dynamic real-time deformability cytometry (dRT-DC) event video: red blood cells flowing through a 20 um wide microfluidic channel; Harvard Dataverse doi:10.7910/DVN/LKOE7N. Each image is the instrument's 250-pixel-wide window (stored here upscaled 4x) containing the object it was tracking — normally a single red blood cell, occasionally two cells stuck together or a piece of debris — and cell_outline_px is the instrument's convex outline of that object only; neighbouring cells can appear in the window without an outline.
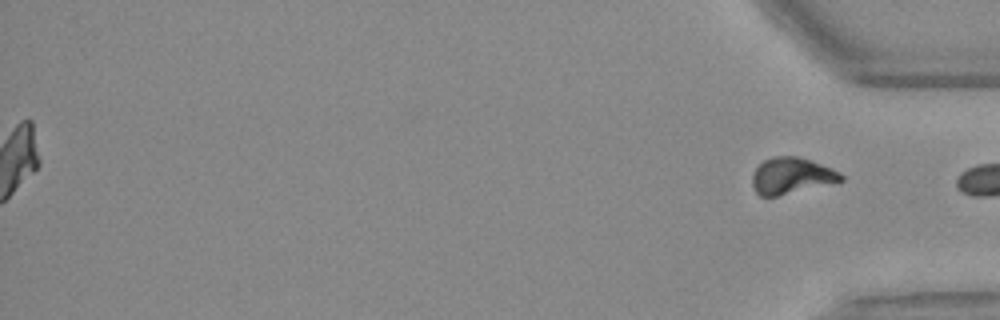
{"species": "Egyptian fruit bat (a non-hibernating species)", "species_latin": "Rousettus aegyptiacus", "temperature_condition": "warm", "stored_images_in_passage": 55, "segment_of_instrument_passage": [2, 2], "camera_frame_rate_fps": 3000, "um_per_image_px": 0.085, "animal": {"sex": "female"}, "frame": {"image": 1, "passage_image": 55, "time_ms": 18.0, "image_size_px": [1000, 320], "cell_outline_px": [[844, 180], [776, 196], [760, 196], [756, 192], [752, 184], [752, 176], [756, 168], [764, 160], [776, 156], [796, 156], [832, 168], [840, 172], [844, 176]], "centroid_in_image_um": [67.26, 14.94], "position_along_channel_um": 367.9, "area_um2": 18.38}}